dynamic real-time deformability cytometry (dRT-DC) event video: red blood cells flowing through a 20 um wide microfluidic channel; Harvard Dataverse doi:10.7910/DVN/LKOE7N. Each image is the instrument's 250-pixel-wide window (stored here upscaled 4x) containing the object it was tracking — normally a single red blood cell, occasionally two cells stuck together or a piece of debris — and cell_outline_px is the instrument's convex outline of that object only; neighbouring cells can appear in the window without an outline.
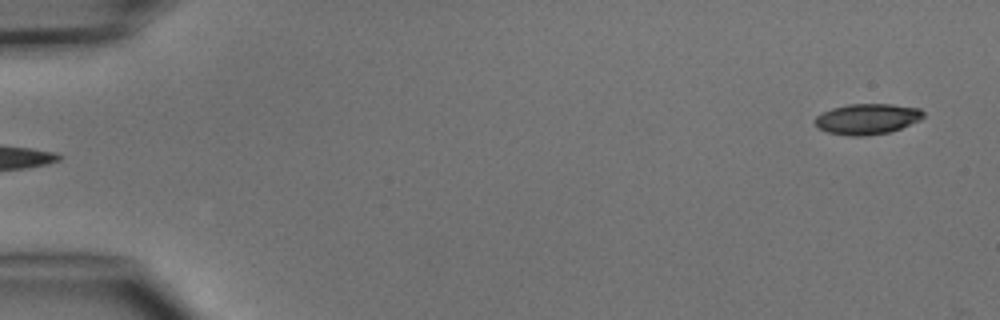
{"species": "common noctule bat (a hibernating species)", "species_latin": "Nyctalus noctula", "temperature_condition": "cold", "stored_images_in_passage": 4, "segment_of_instrument_passage": [2, 2], "camera_frame_rate_fps": 3000, "um_per_image_px": 0.085, "animal": {"sex": "male", "body_mass_g": 15.6}, "frame": {"image": 1, "passage_image": 4, "time_ms": 3.667, "image_size_px": [1000, 320], "cell_outline_px": [[924, 116], [920, 120], [900, 128], [888, 132], [864, 136], [852, 136], [828, 132], [816, 128], [812, 120], [820, 112], [832, 108], [848, 104], [892, 104], [920, 108], [924, 112]], "centroid_in_image_um": [73.66, 10.1], "position_along_channel_um": 11.3, "area_um2": 19.54}}